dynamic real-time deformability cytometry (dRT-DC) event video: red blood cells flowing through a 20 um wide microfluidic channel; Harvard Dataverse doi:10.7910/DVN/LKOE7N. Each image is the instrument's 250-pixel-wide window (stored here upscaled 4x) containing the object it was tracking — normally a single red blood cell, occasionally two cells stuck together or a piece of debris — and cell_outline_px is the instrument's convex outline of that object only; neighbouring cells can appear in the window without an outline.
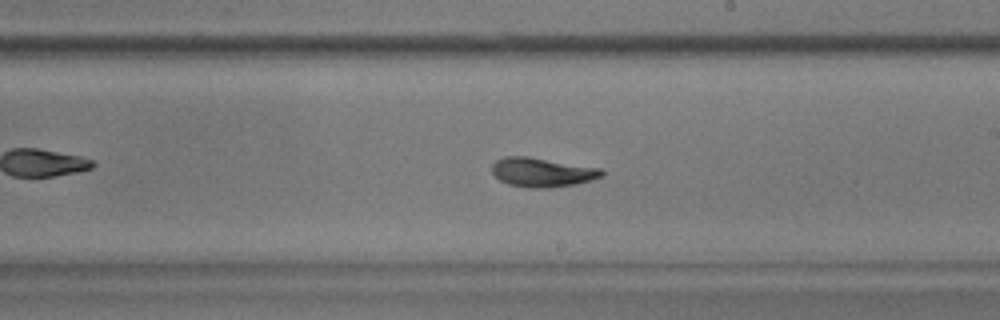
{"species": "common noctule bat (a hibernating species)", "species_latin": "Nyctalus noctula", "temperature_condition": "warm", "stored_images_in_passage": 54, "camera_frame_rate_fps": 3000, "um_per_image_px": 0.085, "animal": {"sex": "male", "body_mass_g": 17.9}, "frame": {"image": 1, "passage_image": 31, "time_ms": 10.0, "image_size_px": [1000, 320], "cell_outline_px": [[604, 176], [592, 180], [576, 184], [548, 188], [528, 188], [508, 184], [500, 180], [492, 172], [492, 164], [496, 160], [504, 156], [528, 156], [600, 168], [604, 172]], "centroid_in_image_um": [46.08, 14.64], "position_along_channel_um": 242.9, "area_um2": 18.79}, "authors_computed_cell_mechanics": {"area_um2": 18.2359, "velocity_mm_per_s": 3.6013, "shape_relaxation_time_tau1_ms": 4.0321, "shape_relaxation_time_tau2_ms": 2.1067, "deformation_change_tau1": 0.1553, "deformation_change_tau2": 0.0614}}